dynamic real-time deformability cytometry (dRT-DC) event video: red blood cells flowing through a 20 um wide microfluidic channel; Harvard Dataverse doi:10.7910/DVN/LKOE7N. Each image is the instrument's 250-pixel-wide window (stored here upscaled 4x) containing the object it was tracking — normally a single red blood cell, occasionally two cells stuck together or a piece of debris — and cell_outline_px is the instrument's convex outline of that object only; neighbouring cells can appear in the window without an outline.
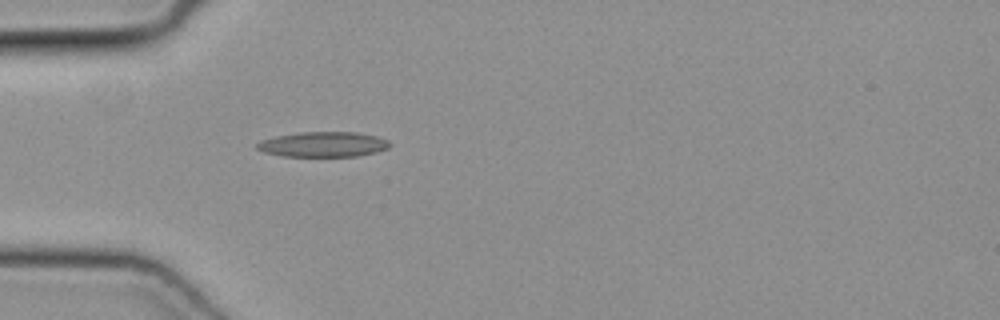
{"species": "common noctule bat (a hibernating species)", "species_latin": "Nyctalus noctula", "temperature_condition": "cold", "stored_images_in_passage": 35, "camera_frame_rate_fps": 3000, "um_per_image_px": 0.085, "animal": {"sex": "female", "body_mass_g": 19.3, "forearm_length_mm": 54.1}, "frame": {"image": 1, "passage_image": 1, "time_ms": 0.0, "image_size_px": [1000, 320], "cell_outline_px": [[392, 144], [388, 148], [356, 156], [284, 156], [264, 152], [256, 148], [256, 144], [260, 140], [276, 136], [300, 132], [356, 132], [376, 136], [388, 140]], "centroid_in_image_um": [27.45, 12.26], "position_along_channel_um": 57.6, "area_um2": 19.31}}
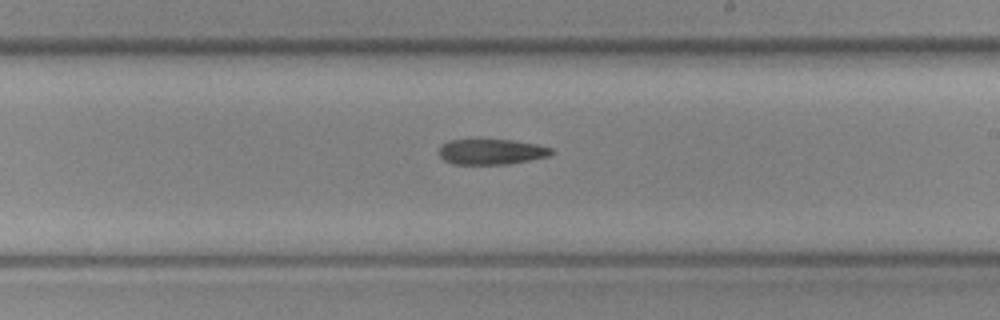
{"frame": {"image": 2, "passage_image": 15, "time_ms": 4.667, "image_size_px": [1000, 320], "cell_outline_px": [[552, 156], [508, 164], [452, 164], [444, 160], [440, 156], [440, 144], [448, 140], [512, 140], [536, 144], [552, 148]], "centroid_in_image_um": [41.77, 12.9], "position_along_channel_um": 247.2, "area_um2": 16.7}}
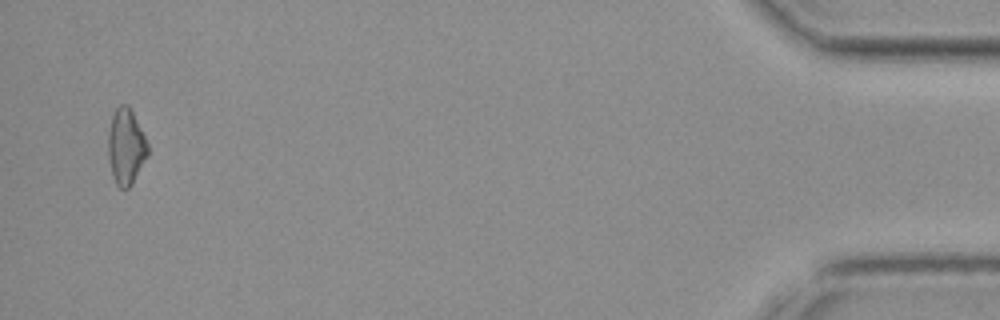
{"frame": {"image": 3, "passage_image": 34, "time_ms": 11.0, "image_size_px": [1000, 320], "cell_outline_px": [[148, 156], [132, 184], [128, 188], [120, 188], [116, 184], [112, 176], [108, 156], [108, 132], [112, 116], [116, 108], [120, 104], [128, 104], [148, 144]], "centroid_in_image_um": [10.7, 12.48], "position_along_channel_um": 424.5, "area_um2": 17.46}}